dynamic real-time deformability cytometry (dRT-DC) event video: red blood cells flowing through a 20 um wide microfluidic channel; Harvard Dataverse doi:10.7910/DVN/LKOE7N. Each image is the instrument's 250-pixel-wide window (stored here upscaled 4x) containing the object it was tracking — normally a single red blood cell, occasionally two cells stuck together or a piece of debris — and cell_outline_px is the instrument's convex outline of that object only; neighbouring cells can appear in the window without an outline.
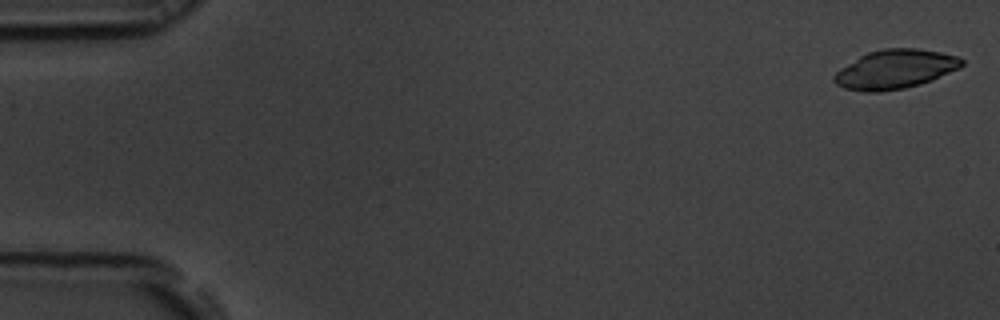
{"species": "common noctule bat (a hibernating species)", "species_latin": "Nyctalus noctula", "temperature_condition": "room temperature", "stored_images_in_passage": 54, "camera_frame_rate_fps": 3000, "um_per_image_px": 0.085, "animal": {"sex": "male", "body_mass_g": 19.5, "forearm_length_mm": 54.6}, "frame": {"image": 1, "passage_image": 1, "time_ms": 0.0, "image_size_px": [1000, 320], "cell_outline_px": [[964, 64], [960, 68], [932, 80], [920, 84], [904, 88], [880, 92], [864, 92], [844, 88], [836, 84], [832, 80], [832, 76], [840, 68], [860, 56], [868, 52], [884, 48], [916, 48], [940, 52], [960, 56], [964, 60]], "centroid_in_image_um": [76.09, 5.89], "position_along_channel_um": 8.9, "area_um2": 29.25}}